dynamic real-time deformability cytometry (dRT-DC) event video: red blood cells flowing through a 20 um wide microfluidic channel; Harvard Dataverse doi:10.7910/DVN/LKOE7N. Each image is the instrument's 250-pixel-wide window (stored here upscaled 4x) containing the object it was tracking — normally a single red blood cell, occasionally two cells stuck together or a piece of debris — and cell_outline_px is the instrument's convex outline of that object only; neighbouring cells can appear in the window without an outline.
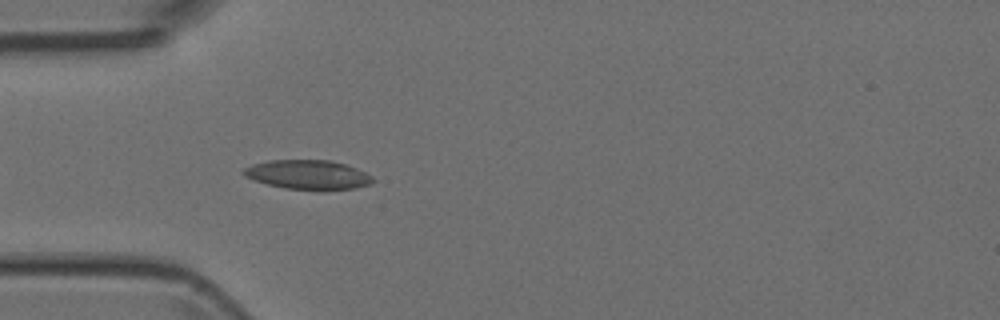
{"species": "Egyptian fruit bat (a non-hibernating species)", "species_latin": "Rousettus aegyptiacus", "temperature_condition": "room temperature", "stored_images_in_passage": 5, "camera_frame_rate_fps": 3000, "um_per_image_px": 0.085, "animal": {"sex": "female"}, "frame": {"image": 1, "passage_image": 5, "time_ms": 4.667, "image_size_px": [1000, 320], "cell_outline_px": [[376, 180], [372, 184], [356, 188], [324, 192], [320, 192], [284, 188], [252, 180], [244, 176], [240, 172], [244, 168], [252, 164], [268, 160], [328, 160], [344, 164], [356, 168], [372, 176]], "centroid_in_image_um": [26.19, 14.88], "position_along_channel_um": 58.8, "area_um2": 22.77}}